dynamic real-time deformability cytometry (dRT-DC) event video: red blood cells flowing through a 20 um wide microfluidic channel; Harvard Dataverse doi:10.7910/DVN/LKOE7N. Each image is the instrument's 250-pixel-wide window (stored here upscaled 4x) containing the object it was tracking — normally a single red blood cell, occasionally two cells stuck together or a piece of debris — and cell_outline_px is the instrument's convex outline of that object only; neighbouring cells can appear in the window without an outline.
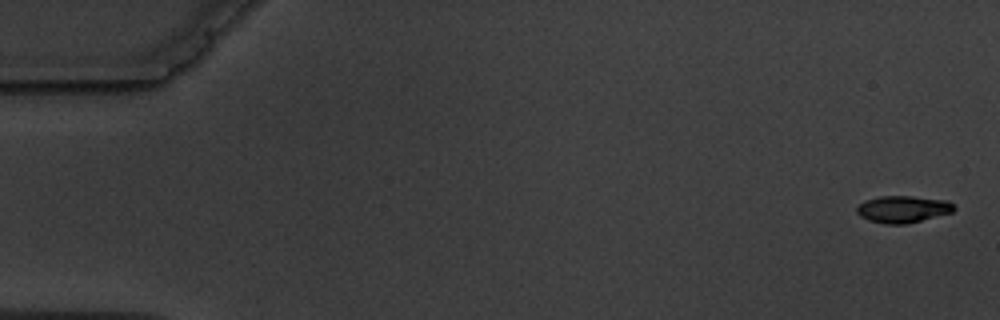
{"species": "common noctule bat (a hibernating species)", "species_latin": "Nyctalus noctula", "temperature_condition": "warm", "stored_images_in_passage": 11, "camera_frame_rate_fps": 3000, "um_per_image_px": 0.085, "animal": {"sex": "male", "body_mass_g": 19.5, "forearm_length_mm": 54.6}, "frame": {"image": 1, "passage_image": 1, "time_ms": 0.0, "image_size_px": [1000, 320], "cell_outline_px": [[956, 208], [952, 212], [908, 224], [884, 224], [868, 220], [860, 216], [856, 212], [856, 208], [864, 200], [880, 196], [912, 196], [944, 200], [952, 204]], "centroid_in_image_um": [76.71, 17.79], "position_along_channel_um": 8.3, "area_um2": 15.26}}
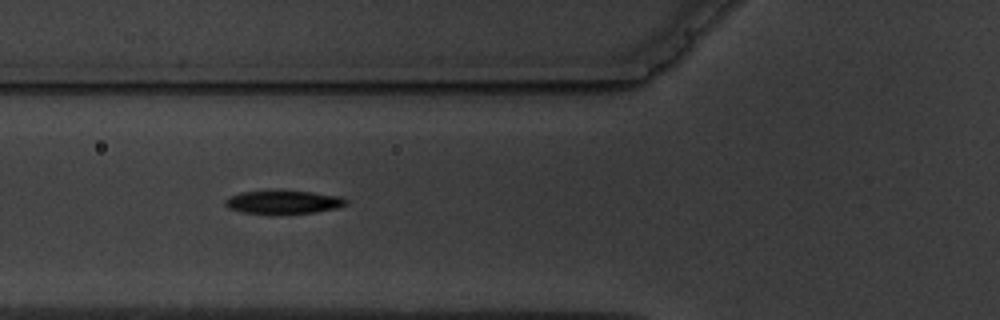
{"frame": {"image": 2, "passage_image": 6, "time_ms": 6.667, "image_size_px": [1000, 320], "cell_outline_px": [[348, 204], [336, 208], [312, 212], [276, 216], [240, 212], [228, 208], [224, 204], [224, 200], [232, 196], [244, 192], [312, 192], [340, 196], [348, 200]], "centroid_in_image_um": [24.08, 17.23], "position_along_channel_um": 101.7, "area_um2": 16.47}}
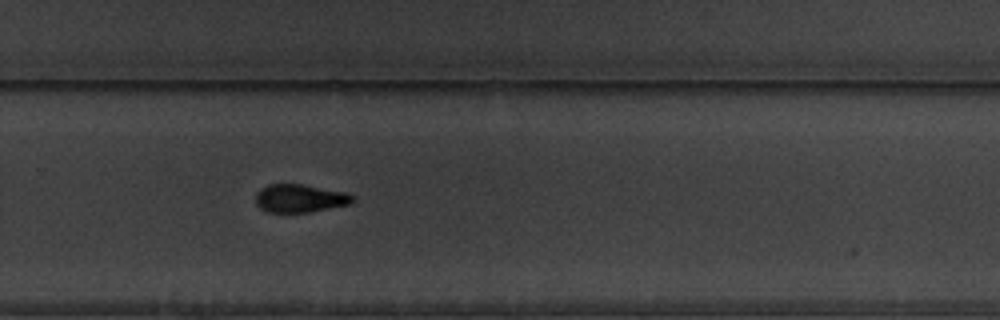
{"frame": {"image": 3, "passage_image": 11, "time_ms": 12.333, "image_size_px": [1000, 320], "cell_outline_px": [[356, 200], [352, 204], [308, 212], [268, 212], [260, 208], [256, 204], [256, 192], [260, 188], [268, 184], [304, 184], [348, 192], [356, 196]], "centroid_in_image_um": [25.55, 16.84], "position_along_channel_um": 304.3, "area_um2": 16.24}}